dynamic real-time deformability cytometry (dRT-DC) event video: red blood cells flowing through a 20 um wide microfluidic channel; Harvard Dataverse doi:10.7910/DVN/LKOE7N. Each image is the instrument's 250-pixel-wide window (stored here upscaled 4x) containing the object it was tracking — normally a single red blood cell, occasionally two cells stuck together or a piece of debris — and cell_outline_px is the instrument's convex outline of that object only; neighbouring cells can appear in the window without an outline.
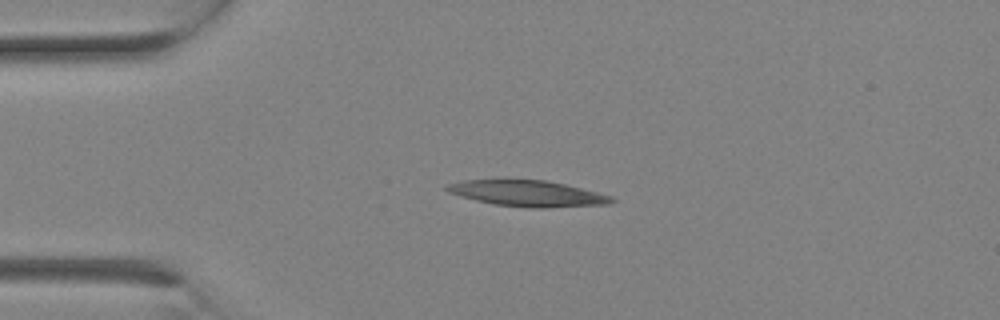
{"species": "Egyptian fruit bat (a non-hibernating species)", "species_latin": "Rousettus aegyptiacus", "temperature_condition": "room temperature", "stored_images_in_passage": 1, "camera_frame_rate_fps": 3000, "um_per_image_px": 0.085, "animal": {"sex": "female"}, "frame": {"image": 1, "passage_image": 1, "time_ms": 0.0, "image_size_px": [1000, 320], "cell_outline_px": [[616, 200], [608, 204], [544, 208], [536, 208], [492, 204], [460, 196], [448, 192], [444, 188], [448, 184], [464, 180], [504, 176], [508, 176], [544, 180], [564, 184], [612, 196]], "centroid_in_image_um": [44.74, 16.39], "position_along_channel_um": 40.3, "area_um2": 25.84}}